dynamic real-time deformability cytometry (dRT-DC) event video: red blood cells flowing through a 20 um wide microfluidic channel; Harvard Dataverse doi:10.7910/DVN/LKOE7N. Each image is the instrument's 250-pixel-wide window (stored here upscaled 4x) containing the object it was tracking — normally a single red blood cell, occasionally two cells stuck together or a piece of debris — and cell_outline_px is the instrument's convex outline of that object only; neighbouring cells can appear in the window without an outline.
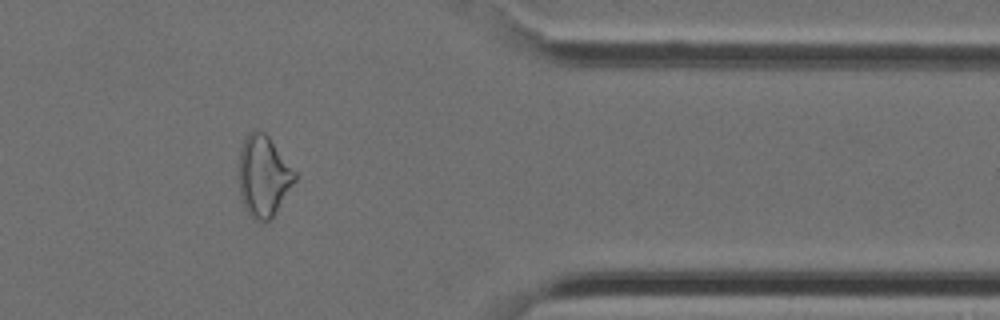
{"species": "Egyptian fruit bat (a non-hibernating species)", "species_latin": "Rousettus aegyptiacus", "temperature_condition": "cold", "stored_images_in_passage": 30, "camera_frame_rate_fps": 3000, "um_per_image_px": 0.085, "animal": {"sex": "female"}, "frame": {"image": 1, "passage_image": 26, "time_ms": 8.333, "image_size_px": [1000, 320], "cell_outline_px": [[296, 180], [276, 212], [264, 224], [260, 224], [252, 220], [244, 204], [240, 192], [240, 148], [248, 132], [252, 128], [260, 128], [268, 136], [296, 172]], "centroid_in_image_um": [22.4, 14.96], "position_along_channel_um": 389.0, "area_um2": 26.47}}